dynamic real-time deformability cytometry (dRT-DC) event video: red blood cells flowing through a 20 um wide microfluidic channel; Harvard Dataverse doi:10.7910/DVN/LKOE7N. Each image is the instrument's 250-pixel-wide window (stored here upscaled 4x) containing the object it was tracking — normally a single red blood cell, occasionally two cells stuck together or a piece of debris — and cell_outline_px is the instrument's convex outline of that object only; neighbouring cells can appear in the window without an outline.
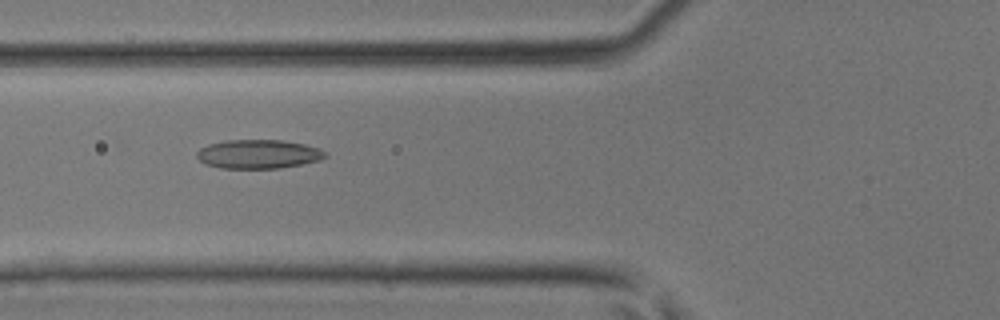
{"species": "common noctule bat (a hibernating species)", "species_latin": "Nyctalus noctula", "temperature_condition": "room temperature", "stored_images_in_passage": 26, "camera_frame_rate_fps": 3000, "um_per_image_px": 0.085, "animal": {"sex": "male", "body_mass_g": 17.9, "forearm_length_mm": 54.2}, "frame": {"image": 1, "passage_image": 3, "time_ms": 0.667, "image_size_px": [1000, 320], "cell_outline_px": [[328, 156], [320, 160], [280, 168], [220, 168], [204, 164], [196, 156], [196, 152], [200, 148], [208, 144], [228, 140], [284, 140], [304, 144], [320, 148]], "centroid_in_image_um": [21.95, 13.09], "position_along_channel_um": 103.9, "area_um2": 21.68}}
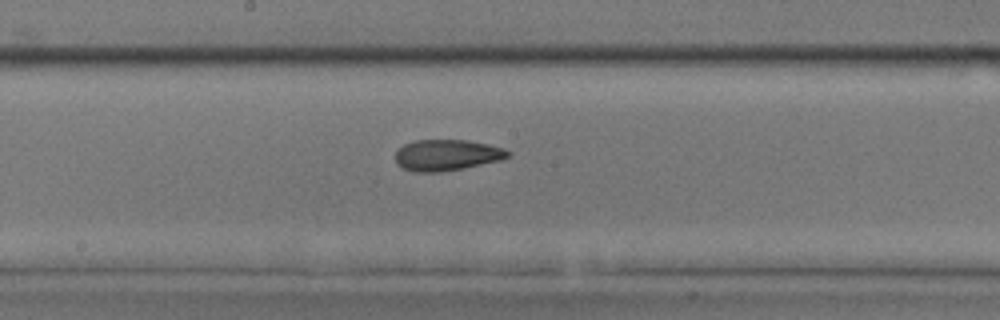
{"frame": {"image": 2, "passage_image": 10, "time_ms": 3.0, "image_size_px": [1000, 320], "cell_outline_px": [[512, 156], [500, 160], [464, 168], [440, 172], [412, 172], [400, 168], [396, 164], [396, 152], [404, 144], [416, 140], [468, 140], [488, 144], [504, 148], [512, 152]], "centroid_in_image_um": [37.99, 13.19], "position_along_channel_um": 210.2, "area_um2": 20.63}}
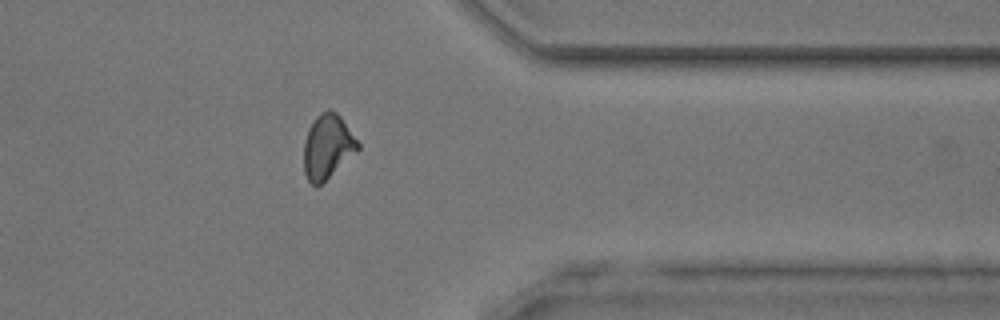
{"frame": {"image": 3, "passage_image": 22, "time_ms": 7.0, "image_size_px": [1000, 320], "cell_outline_px": [[360, 148], [356, 152], [316, 188], [308, 180], [304, 172], [304, 140], [308, 128], [316, 116], [320, 112], [328, 108], [332, 108], [340, 116], [360, 144]], "centroid_in_image_um": [27.82, 12.43], "position_along_channel_um": 383.6, "area_um2": 20.23}}